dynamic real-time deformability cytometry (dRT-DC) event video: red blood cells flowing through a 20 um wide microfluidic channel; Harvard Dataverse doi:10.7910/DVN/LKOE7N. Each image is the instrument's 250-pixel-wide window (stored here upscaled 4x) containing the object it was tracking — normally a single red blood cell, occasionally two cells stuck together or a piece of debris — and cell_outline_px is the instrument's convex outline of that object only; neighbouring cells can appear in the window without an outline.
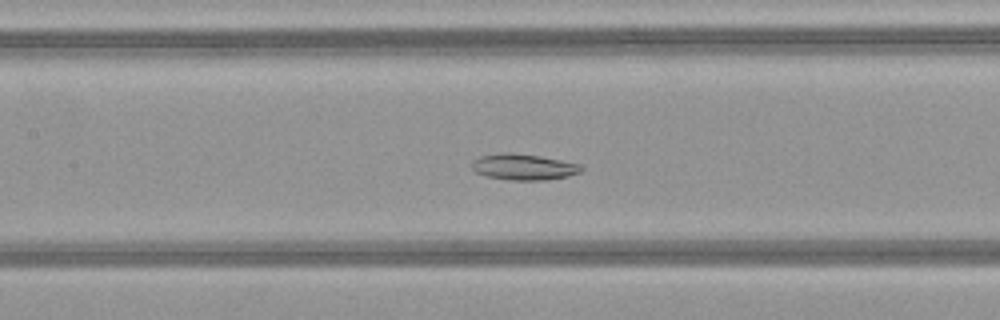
{"species": "common noctule bat (a hibernating species)", "species_latin": "Nyctalus noctula", "temperature_condition": "warm", "stored_images_in_passage": 44, "segment_of_instrument_passage": [1, 2], "camera_frame_rate_fps": 3000, "um_per_image_px": 0.085, "animal": {"sex": "female", "body_mass_g": 21.9}, "frame": {"image": 1, "passage_image": 16, "time_ms": 5.0, "image_size_px": [1000, 320], "cell_outline_px": [[584, 168], [580, 172], [568, 176], [548, 180], [512, 180], [488, 176], [476, 172], [472, 168], [472, 160], [480, 156], [500, 152], [512, 152], [540, 156], [580, 164]], "centroid_in_image_um": [44.51, 14.18], "position_along_channel_um": 162.9, "area_um2": 16.65}}
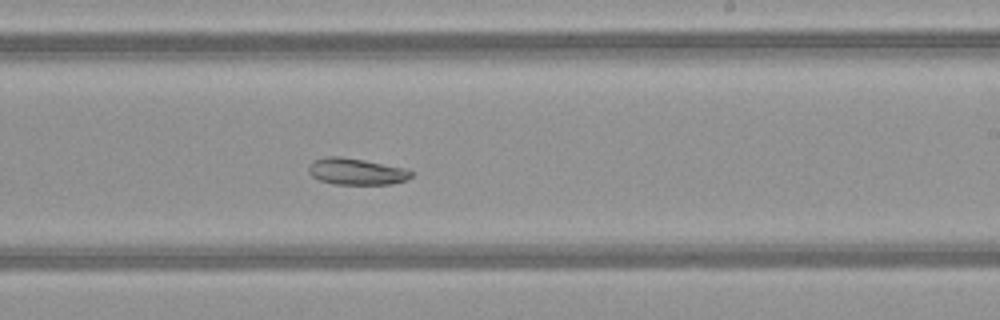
{"frame": {"image": 2, "passage_image": 23, "time_ms": 7.333, "image_size_px": [1000, 320], "cell_outline_px": [[412, 176], [404, 180], [392, 184], [332, 184], [320, 180], [312, 176], [308, 172], [308, 164], [312, 160], [328, 156], [340, 156], [364, 160], [408, 168], [412, 172]], "centroid_in_image_um": [30.26, 14.57], "position_along_channel_um": 258.7, "area_um2": 16.01}}
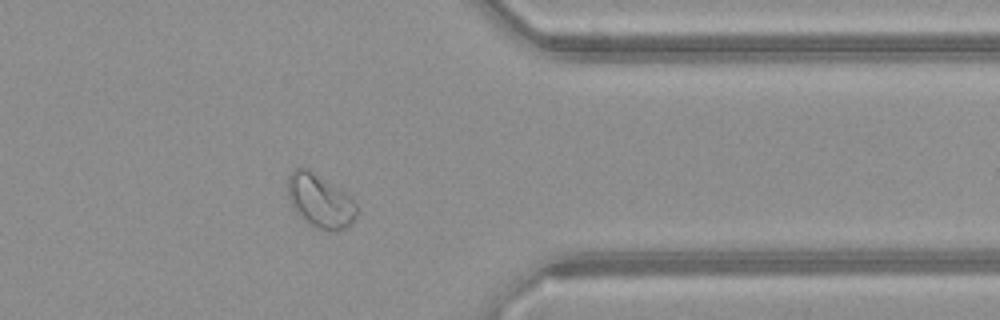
{"frame": {"image": 3, "passage_image": 33, "time_ms": 10.667, "image_size_px": [1000, 320], "cell_outline_px": [[360, 208], [356, 216], [344, 228], [336, 232], [332, 232], [316, 228], [304, 220], [292, 208], [288, 200], [288, 176], [296, 168], [308, 168], [340, 188]], "centroid_in_image_um": [27.2, 17.08], "position_along_channel_um": 384.2, "area_um2": 21.56}}